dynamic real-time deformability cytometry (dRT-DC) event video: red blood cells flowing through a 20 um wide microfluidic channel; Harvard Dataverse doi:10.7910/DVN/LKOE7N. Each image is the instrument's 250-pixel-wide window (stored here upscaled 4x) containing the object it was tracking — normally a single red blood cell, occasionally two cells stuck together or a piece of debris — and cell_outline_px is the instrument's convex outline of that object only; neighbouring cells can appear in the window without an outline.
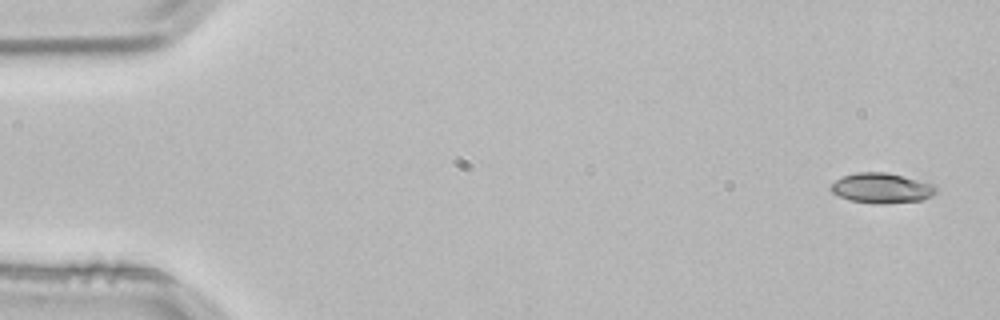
{"species": "common noctule bat (a hibernating species)", "species_latin": "Nyctalus noctula", "temperature_condition": "room temperature", "stored_images_in_passage": 4, "segment_of_instrument_passage": [1, 2], "camera_frame_rate_fps": 3000, "um_per_image_px": 0.085, "animal": {"sex": "male", "body_mass_g": 21.5, "forearm_length_mm": 52.0}, "frame": {"image": 1, "passage_image": 1, "time_ms": 0.0, "image_size_px": [1000, 320], "cell_outline_px": [[936, 192], [932, 196], [920, 200], [884, 204], [872, 204], [848, 200], [832, 192], [828, 188], [836, 180], [844, 176], [856, 172], [884, 172], [936, 184]], "centroid_in_image_um": [74.93, 16.0], "position_along_channel_um": 10.1, "area_um2": 18.5}}